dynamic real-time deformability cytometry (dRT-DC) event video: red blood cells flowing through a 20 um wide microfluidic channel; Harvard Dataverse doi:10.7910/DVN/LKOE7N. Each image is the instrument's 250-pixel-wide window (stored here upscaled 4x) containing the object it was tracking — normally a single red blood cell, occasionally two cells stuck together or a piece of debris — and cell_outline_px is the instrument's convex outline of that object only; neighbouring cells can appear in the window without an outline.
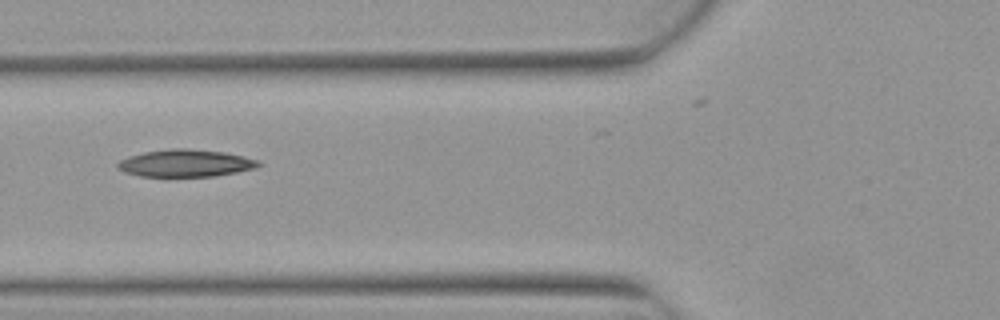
{"species": "Egyptian fruit bat (a non-hibernating species)", "species_latin": "Rousettus aegyptiacus", "temperature_condition": "warm", "stored_images_in_passage": 9, "camera_frame_rate_fps": 3000, "um_per_image_px": 0.085, "animal": {"sex": "female"}, "frame": {"image": 1, "passage_image": 5, "time_ms": 1.333, "image_size_px": [1000, 320], "cell_outline_px": [[264, 164], [256, 168], [236, 172], [212, 176], [140, 176], [124, 172], [116, 168], [116, 164], [120, 160], [128, 156], [144, 152], [172, 148], [188, 148], [224, 152], [244, 156], [260, 160]], "centroid_in_image_um": [15.79, 13.86], "position_along_channel_um": 110.0, "area_um2": 22.54}}
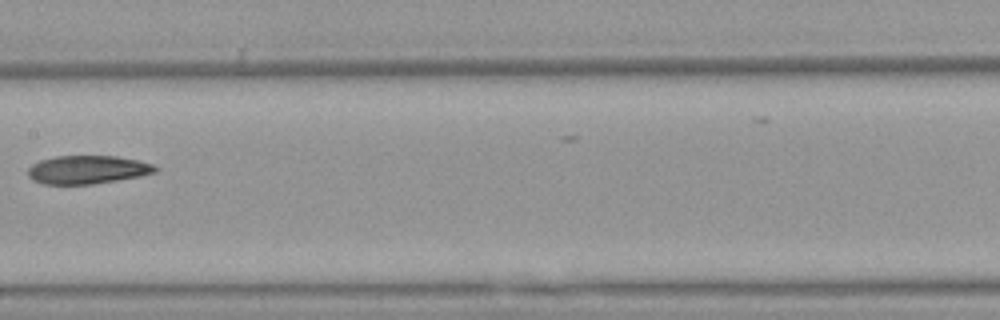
{"frame": {"image": 2, "passage_image": 7, "time_ms": 2.0, "image_size_px": [1000, 320], "cell_outline_px": [[160, 168], [156, 172], [140, 176], [92, 184], [44, 184], [32, 180], [28, 176], [28, 168], [32, 164], [40, 160], [56, 156], [116, 156], [136, 160], [152, 164]], "centroid_in_image_um": [7.42, 14.42], "position_along_channel_um": 200.0, "area_um2": 20.98}}
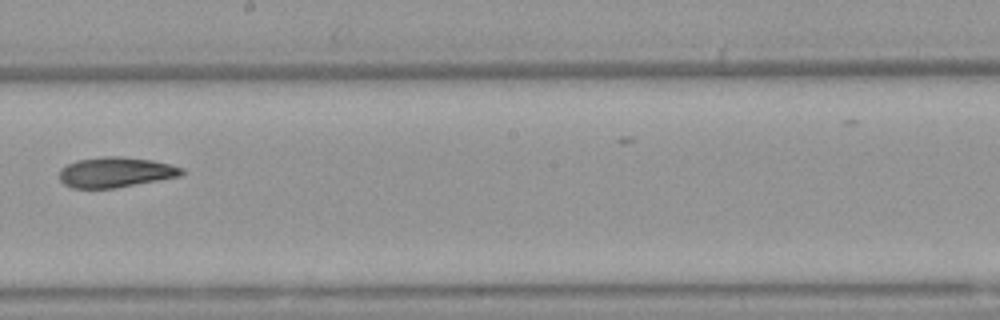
{"frame": {"image": 3, "passage_image": 8, "time_ms": 2.333, "image_size_px": [1000, 320], "cell_outline_px": [[184, 176], [112, 188], [72, 188], [64, 184], [60, 180], [60, 168], [76, 160], [100, 156], [120, 156], [152, 160], [184, 168]], "centroid_in_image_um": [9.84, 14.63], "position_along_channel_um": 238.4, "area_um2": 21.68}}